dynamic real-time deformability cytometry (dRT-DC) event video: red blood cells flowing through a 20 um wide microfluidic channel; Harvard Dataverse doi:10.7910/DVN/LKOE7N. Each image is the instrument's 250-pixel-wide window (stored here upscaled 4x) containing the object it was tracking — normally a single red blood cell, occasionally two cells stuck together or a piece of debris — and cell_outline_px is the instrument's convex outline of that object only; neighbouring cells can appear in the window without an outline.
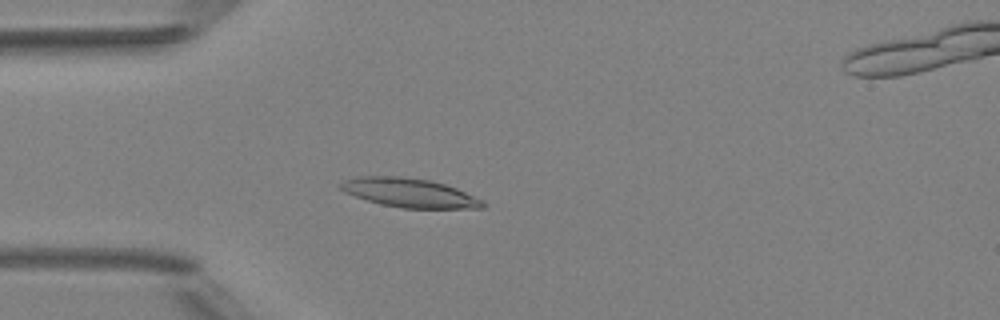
{"species": "Egyptian fruit bat (a non-hibernating species)", "species_latin": "Rousettus aegyptiacus", "temperature_condition": "room temperature", "stored_images_in_passage": 4, "camera_frame_rate_fps": 3000, "um_per_image_px": 0.085, "animal": {"sex": "female"}, "frame": {"image": 1, "passage_image": 4, "time_ms": 3.333, "image_size_px": [1000, 320], "cell_outline_px": [[488, 204], [484, 208], [400, 208], [380, 204], [344, 192], [336, 184], [344, 180], [360, 176], [400, 176], [432, 180], [456, 188]], "centroid_in_image_um": [34.76, 16.38], "position_along_channel_um": 50.2, "area_um2": 23.99}}